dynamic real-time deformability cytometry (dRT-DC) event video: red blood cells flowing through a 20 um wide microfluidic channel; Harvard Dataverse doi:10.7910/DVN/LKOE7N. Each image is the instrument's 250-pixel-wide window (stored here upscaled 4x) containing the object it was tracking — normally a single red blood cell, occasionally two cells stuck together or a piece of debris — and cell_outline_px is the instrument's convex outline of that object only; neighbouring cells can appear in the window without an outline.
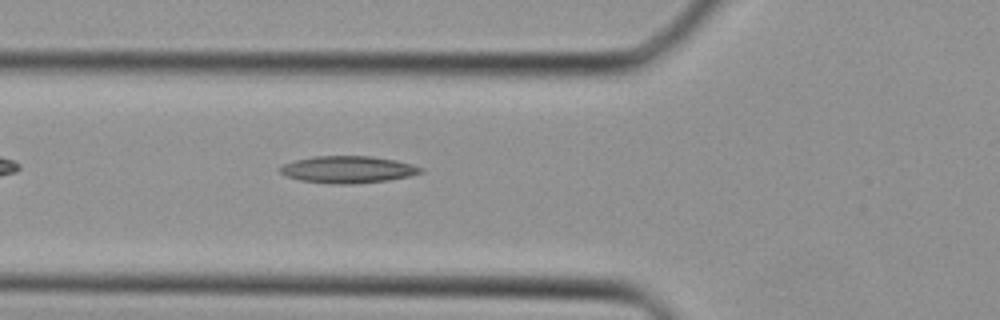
{"species": "Egyptian fruit bat (a non-hibernating species)", "species_latin": "Rousettus aegyptiacus", "temperature_condition": "cold", "stored_images_in_passage": 29, "camera_frame_rate_fps": 3000, "um_per_image_px": 0.085, "animal": {"sex": "female"}, "frame": {"image": 1, "passage_image": 5, "time_ms": 1.333, "image_size_px": [1000, 320], "cell_outline_px": [[424, 172], [408, 176], [388, 180], [352, 184], [328, 184], [300, 180], [288, 176], [280, 172], [276, 168], [284, 164], [296, 160], [312, 156], [372, 156], [396, 160], [412, 164], [424, 168]], "centroid_in_image_um": [29.57, 14.41], "position_along_channel_um": 96.2, "area_um2": 22.25}}
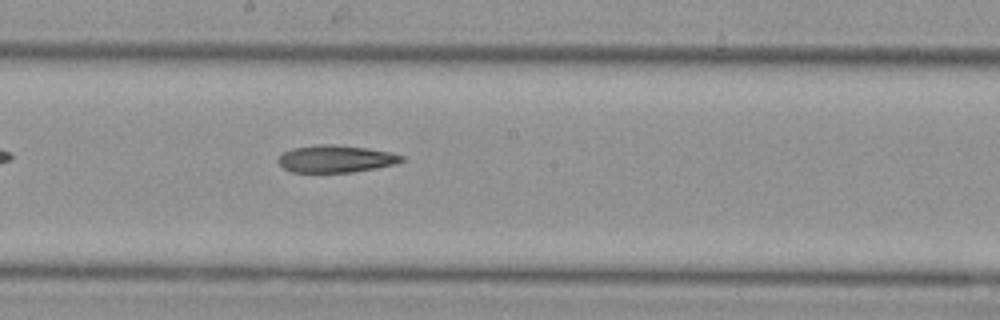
{"frame": {"image": 2, "passage_image": 12, "time_ms": 3.667, "image_size_px": [1000, 320], "cell_outline_px": [[408, 160], [396, 164], [376, 168], [352, 172], [292, 172], [284, 168], [276, 160], [284, 152], [292, 148], [316, 144], [332, 144], [368, 148], [388, 152], [404, 156]], "centroid_in_image_um": [28.57, 13.5], "position_along_channel_um": 219.6, "area_um2": 19.71}}
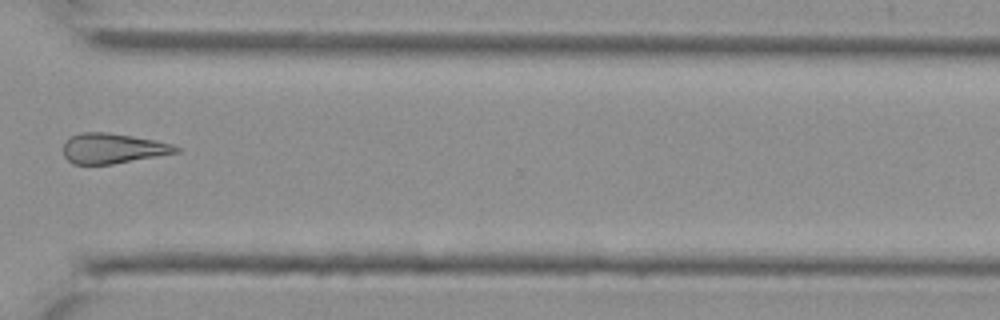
{"frame": {"image": 3, "passage_image": 20, "time_ms": 6.333, "image_size_px": [1000, 320], "cell_outline_px": [[180, 152], [112, 164], [72, 164], [64, 156], [64, 140], [80, 132], [108, 132], [156, 140], [172, 144], [180, 148]], "centroid_in_image_um": [9.58, 12.61], "position_along_channel_um": 361.0, "area_um2": 19.83}}